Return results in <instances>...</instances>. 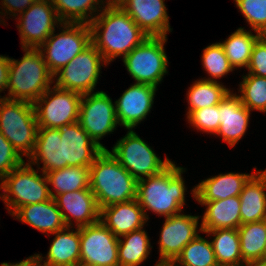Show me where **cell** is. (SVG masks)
I'll use <instances>...</instances> for the list:
<instances>
[{"instance_id":"1","label":"cell","mask_w":266,"mask_h":266,"mask_svg":"<svg viewBox=\"0 0 266 266\" xmlns=\"http://www.w3.org/2000/svg\"><path fill=\"white\" fill-rule=\"evenodd\" d=\"M89 25L91 43L107 64L124 58L149 37L120 6H104Z\"/></svg>"},{"instance_id":"2","label":"cell","mask_w":266,"mask_h":266,"mask_svg":"<svg viewBox=\"0 0 266 266\" xmlns=\"http://www.w3.org/2000/svg\"><path fill=\"white\" fill-rule=\"evenodd\" d=\"M185 169L172 162L162 172L138 181L136 199L147 221L149 210L165 218L182 212L187 190L182 177Z\"/></svg>"},{"instance_id":"3","label":"cell","mask_w":266,"mask_h":266,"mask_svg":"<svg viewBox=\"0 0 266 266\" xmlns=\"http://www.w3.org/2000/svg\"><path fill=\"white\" fill-rule=\"evenodd\" d=\"M90 189L99 208L137 197L138 181L109 152L103 150L90 166Z\"/></svg>"},{"instance_id":"4","label":"cell","mask_w":266,"mask_h":266,"mask_svg":"<svg viewBox=\"0 0 266 266\" xmlns=\"http://www.w3.org/2000/svg\"><path fill=\"white\" fill-rule=\"evenodd\" d=\"M22 50L25 53L20 61L9 58L8 94L4 98L34 104L54 83L53 75L39 49Z\"/></svg>"},{"instance_id":"5","label":"cell","mask_w":266,"mask_h":266,"mask_svg":"<svg viewBox=\"0 0 266 266\" xmlns=\"http://www.w3.org/2000/svg\"><path fill=\"white\" fill-rule=\"evenodd\" d=\"M38 130L34 104L0 98V133L23 158L33 154Z\"/></svg>"},{"instance_id":"6","label":"cell","mask_w":266,"mask_h":266,"mask_svg":"<svg viewBox=\"0 0 266 266\" xmlns=\"http://www.w3.org/2000/svg\"><path fill=\"white\" fill-rule=\"evenodd\" d=\"M3 191L0 198L11 215L24 205L36 204L52 199L46 175H40L25 161L6 175L0 182Z\"/></svg>"},{"instance_id":"7","label":"cell","mask_w":266,"mask_h":266,"mask_svg":"<svg viewBox=\"0 0 266 266\" xmlns=\"http://www.w3.org/2000/svg\"><path fill=\"white\" fill-rule=\"evenodd\" d=\"M60 33L54 34L38 48L52 75L67 65L91 44V28L87 23L63 22Z\"/></svg>"},{"instance_id":"8","label":"cell","mask_w":266,"mask_h":266,"mask_svg":"<svg viewBox=\"0 0 266 266\" xmlns=\"http://www.w3.org/2000/svg\"><path fill=\"white\" fill-rule=\"evenodd\" d=\"M167 37L149 36L122 60L135 83L157 87L168 73Z\"/></svg>"},{"instance_id":"9","label":"cell","mask_w":266,"mask_h":266,"mask_svg":"<svg viewBox=\"0 0 266 266\" xmlns=\"http://www.w3.org/2000/svg\"><path fill=\"white\" fill-rule=\"evenodd\" d=\"M109 152L137 181L162 172L173 162L167 157L161 160L134 130H128Z\"/></svg>"},{"instance_id":"10","label":"cell","mask_w":266,"mask_h":266,"mask_svg":"<svg viewBox=\"0 0 266 266\" xmlns=\"http://www.w3.org/2000/svg\"><path fill=\"white\" fill-rule=\"evenodd\" d=\"M108 65L91 43L67 65L53 75L54 86L80 94L93 93L98 83L101 66Z\"/></svg>"},{"instance_id":"11","label":"cell","mask_w":266,"mask_h":266,"mask_svg":"<svg viewBox=\"0 0 266 266\" xmlns=\"http://www.w3.org/2000/svg\"><path fill=\"white\" fill-rule=\"evenodd\" d=\"M82 94L50 87L34 103L38 128L59 129L79 121Z\"/></svg>"},{"instance_id":"12","label":"cell","mask_w":266,"mask_h":266,"mask_svg":"<svg viewBox=\"0 0 266 266\" xmlns=\"http://www.w3.org/2000/svg\"><path fill=\"white\" fill-rule=\"evenodd\" d=\"M78 122L99 147L107 150L100 139L114 132L119 125L115 103L104 91L82 94Z\"/></svg>"},{"instance_id":"13","label":"cell","mask_w":266,"mask_h":266,"mask_svg":"<svg viewBox=\"0 0 266 266\" xmlns=\"http://www.w3.org/2000/svg\"><path fill=\"white\" fill-rule=\"evenodd\" d=\"M17 28L22 49H38L63 22L51 0H36L23 13L18 15ZM57 24V25H56ZM59 24V25H58Z\"/></svg>"},{"instance_id":"14","label":"cell","mask_w":266,"mask_h":266,"mask_svg":"<svg viewBox=\"0 0 266 266\" xmlns=\"http://www.w3.org/2000/svg\"><path fill=\"white\" fill-rule=\"evenodd\" d=\"M80 266H119L118 240L102 222L79 227Z\"/></svg>"},{"instance_id":"15","label":"cell","mask_w":266,"mask_h":266,"mask_svg":"<svg viewBox=\"0 0 266 266\" xmlns=\"http://www.w3.org/2000/svg\"><path fill=\"white\" fill-rule=\"evenodd\" d=\"M199 216L176 214L165 218L159 239L160 257L157 263H173L182 249L202 232ZM199 229V231H198Z\"/></svg>"},{"instance_id":"16","label":"cell","mask_w":266,"mask_h":266,"mask_svg":"<svg viewBox=\"0 0 266 266\" xmlns=\"http://www.w3.org/2000/svg\"><path fill=\"white\" fill-rule=\"evenodd\" d=\"M157 87L134 83L115 101L116 117L120 126L133 130L150 113Z\"/></svg>"},{"instance_id":"17","label":"cell","mask_w":266,"mask_h":266,"mask_svg":"<svg viewBox=\"0 0 266 266\" xmlns=\"http://www.w3.org/2000/svg\"><path fill=\"white\" fill-rule=\"evenodd\" d=\"M62 142V169L69 166L89 167L103 151L83 130L79 122L59 128Z\"/></svg>"},{"instance_id":"18","label":"cell","mask_w":266,"mask_h":266,"mask_svg":"<svg viewBox=\"0 0 266 266\" xmlns=\"http://www.w3.org/2000/svg\"><path fill=\"white\" fill-rule=\"evenodd\" d=\"M165 0H123L119 5L148 35L167 37L172 32Z\"/></svg>"},{"instance_id":"19","label":"cell","mask_w":266,"mask_h":266,"mask_svg":"<svg viewBox=\"0 0 266 266\" xmlns=\"http://www.w3.org/2000/svg\"><path fill=\"white\" fill-rule=\"evenodd\" d=\"M54 200L61 211L66 227H75L72 219H75L77 228L100 221V208L91 189L61 193Z\"/></svg>"},{"instance_id":"20","label":"cell","mask_w":266,"mask_h":266,"mask_svg":"<svg viewBox=\"0 0 266 266\" xmlns=\"http://www.w3.org/2000/svg\"><path fill=\"white\" fill-rule=\"evenodd\" d=\"M250 112L241 103L240 97L230 91L219 103L220 126L215 136H220L230 147H234L247 131Z\"/></svg>"},{"instance_id":"21","label":"cell","mask_w":266,"mask_h":266,"mask_svg":"<svg viewBox=\"0 0 266 266\" xmlns=\"http://www.w3.org/2000/svg\"><path fill=\"white\" fill-rule=\"evenodd\" d=\"M102 222L117 238L141 229L147 219L137 199L100 208Z\"/></svg>"},{"instance_id":"22","label":"cell","mask_w":266,"mask_h":266,"mask_svg":"<svg viewBox=\"0 0 266 266\" xmlns=\"http://www.w3.org/2000/svg\"><path fill=\"white\" fill-rule=\"evenodd\" d=\"M226 173L201 180L193 189L192 196L197 202H211L239 196L244 185L256 173Z\"/></svg>"},{"instance_id":"23","label":"cell","mask_w":266,"mask_h":266,"mask_svg":"<svg viewBox=\"0 0 266 266\" xmlns=\"http://www.w3.org/2000/svg\"><path fill=\"white\" fill-rule=\"evenodd\" d=\"M65 227L54 234L46 257L36 254L40 266H80L79 228ZM46 258V260H43ZM42 261L44 263H42Z\"/></svg>"},{"instance_id":"24","label":"cell","mask_w":266,"mask_h":266,"mask_svg":"<svg viewBox=\"0 0 266 266\" xmlns=\"http://www.w3.org/2000/svg\"><path fill=\"white\" fill-rule=\"evenodd\" d=\"M11 216L48 235L66 227L54 198L19 207Z\"/></svg>"},{"instance_id":"25","label":"cell","mask_w":266,"mask_h":266,"mask_svg":"<svg viewBox=\"0 0 266 266\" xmlns=\"http://www.w3.org/2000/svg\"><path fill=\"white\" fill-rule=\"evenodd\" d=\"M266 169L258 170L239 195L241 225L266 220Z\"/></svg>"},{"instance_id":"26","label":"cell","mask_w":266,"mask_h":266,"mask_svg":"<svg viewBox=\"0 0 266 266\" xmlns=\"http://www.w3.org/2000/svg\"><path fill=\"white\" fill-rule=\"evenodd\" d=\"M198 203L201 206H206L200 224L201 231L238 229L241 226L239 196L229 197L224 200Z\"/></svg>"},{"instance_id":"27","label":"cell","mask_w":266,"mask_h":266,"mask_svg":"<svg viewBox=\"0 0 266 266\" xmlns=\"http://www.w3.org/2000/svg\"><path fill=\"white\" fill-rule=\"evenodd\" d=\"M40 161L43 163L42 169ZM28 162L37 165L39 172L41 169L44 174L62 169V142L59 129L38 128L35 149Z\"/></svg>"},{"instance_id":"28","label":"cell","mask_w":266,"mask_h":266,"mask_svg":"<svg viewBox=\"0 0 266 266\" xmlns=\"http://www.w3.org/2000/svg\"><path fill=\"white\" fill-rule=\"evenodd\" d=\"M212 236L211 244L219 266H243L237 229H217L202 231Z\"/></svg>"},{"instance_id":"29","label":"cell","mask_w":266,"mask_h":266,"mask_svg":"<svg viewBox=\"0 0 266 266\" xmlns=\"http://www.w3.org/2000/svg\"><path fill=\"white\" fill-rule=\"evenodd\" d=\"M48 184L52 185L50 194L55 198L61 193L73 192L82 189H90V168L82 166H69L63 169L45 173Z\"/></svg>"},{"instance_id":"30","label":"cell","mask_w":266,"mask_h":266,"mask_svg":"<svg viewBox=\"0 0 266 266\" xmlns=\"http://www.w3.org/2000/svg\"><path fill=\"white\" fill-rule=\"evenodd\" d=\"M151 248L153 247L144 227L120 237L118 240L119 266H139L146 261Z\"/></svg>"},{"instance_id":"31","label":"cell","mask_w":266,"mask_h":266,"mask_svg":"<svg viewBox=\"0 0 266 266\" xmlns=\"http://www.w3.org/2000/svg\"><path fill=\"white\" fill-rule=\"evenodd\" d=\"M243 265L266 258V222L246 223L238 229Z\"/></svg>"},{"instance_id":"32","label":"cell","mask_w":266,"mask_h":266,"mask_svg":"<svg viewBox=\"0 0 266 266\" xmlns=\"http://www.w3.org/2000/svg\"><path fill=\"white\" fill-rule=\"evenodd\" d=\"M251 32V30L247 31L240 27L229 35L225 41L220 42L230 65L234 69L247 68L249 64L253 46L261 36L258 32H256V35Z\"/></svg>"},{"instance_id":"33","label":"cell","mask_w":266,"mask_h":266,"mask_svg":"<svg viewBox=\"0 0 266 266\" xmlns=\"http://www.w3.org/2000/svg\"><path fill=\"white\" fill-rule=\"evenodd\" d=\"M231 90L220 82L198 79L186 94L188 100L187 116L194 110L218 105Z\"/></svg>"},{"instance_id":"34","label":"cell","mask_w":266,"mask_h":266,"mask_svg":"<svg viewBox=\"0 0 266 266\" xmlns=\"http://www.w3.org/2000/svg\"><path fill=\"white\" fill-rule=\"evenodd\" d=\"M51 2L59 19L70 23L89 24L106 6L102 0H51Z\"/></svg>"},{"instance_id":"35","label":"cell","mask_w":266,"mask_h":266,"mask_svg":"<svg viewBox=\"0 0 266 266\" xmlns=\"http://www.w3.org/2000/svg\"><path fill=\"white\" fill-rule=\"evenodd\" d=\"M174 266H219L211 241L196 236L172 263Z\"/></svg>"},{"instance_id":"36","label":"cell","mask_w":266,"mask_h":266,"mask_svg":"<svg viewBox=\"0 0 266 266\" xmlns=\"http://www.w3.org/2000/svg\"><path fill=\"white\" fill-rule=\"evenodd\" d=\"M239 84L241 103L250 111L266 113V77L246 74Z\"/></svg>"},{"instance_id":"37","label":"cell","mask_w":266,"mask_h":266,"mask_svg":"<svg viewBox=\"0 0 266 266\" xmlns=\"http://www.w3.org/2000/svg\"><path fill=\"white\" fill-rule=\"evenodd\" d=\"M202 65L204 70L209 74V78H201L207 81H215L223 76L233 72L234 68L230 65L226 57L223 46L220 42L213 43L203 49Z\"/></svg>"},{"instance_id":"38","label":"cell","mask_w":266,"mask_h":266,"mask_svg":"<svg viewBox=\"0 0 266 266\" xmlns=\"http://www.w3.org/2000/svg\"><path fill=\"white\" fill-rule=\"evenodd\" d=\"M251 30L266 35V0H234Z\"/></svg>"},{"instance_id":"39","label":"cell","mask_w":266,"mask_h":266,"mask_svg":"<svg viewBox=\"0 0 266 266\" xmlns=\"http://www.w3.org/2000/svg\"><path fill=\"white\" fill-rule=\"evenodd\" d=\"M187 119L196 130L215 135L220 126L219 104L194 110L187 116Z\"/></svg>"},{"instance_id":"40","label":"cell","mask_w":266,"mask_h":266,"mask_svg":"<svg viewBox=\"0 0 266 266\" xmlns=\"http://www.w3.org/2000/svg\"><path fill=\"white\" fill-rule=\"evenodd\" d=\"M24 161L12 144L0 133V181Z\"/></svg>"},{"instance_id":"41","label":"cell","mask_w":266,"mask_h":266,"mask_svg":"<svg viewBox=\"0 0 266 266\" xmlns=\"http://www.w3.org/2000/svg\"><path fill=\"white\" fill-rule=\"evenodd\" d=\"M246 69L249 74L266 77V35H261L255 42Z\"/></svg>"},{"instance_id":"42","label":"cell","mask_w":266,"mask_h":266,"mask_svg":"<svg viewBox=\"0 0 266 266\" xmlns=\"http://www.w3.org/2000/svg\"><path fill=\"white\" fill-rule=\"evenodd\" d=\"M34 1L36 0H1V6H3L4 8L3 11H5L1 14L4 17L9 14L16 18V16L26 11L33 4Z\"/></svg>"},{"instance_id":"43","label":"cell","mask_w":266,"mask_h":266,"mask_svg":"<svg viewBox=\"0 0 266 266\" xmlns=\"http://www.w3.org/2000/svg\"><path fill=\"white\" fill-rule=\"evenodd\" d=\"M9 64V57L0 55V93L7 89L8 86ZM0 98H2L1 95Z\"/></svg>"},{"instance_id":"44","label":"cell","mask_w":266,"mask_h":266,"mask_svg":"<svg viewBox=\"0 0 266 266\" xmlns=\"http://www.w3.org/2000/svg\"><path fill=\"white\" fill-rule=\"evenodd\" d=\"M1 266H40L36 254L16 263L3 262Z\"/></svg>"},{"instance_id":"45","label":"cell","mask_w":266,"mask_h":266,"mask_svg":"<svg viewBox=\"0 0 266 266\" xmlns=\"http://www.w3.org/2000/svg\"><path fill=\"white\" fill-rule=\"evenodd\" d=\"M243 266H266V258L245 263Z\"/></svg>"},{"instance_id":"46","label":"cell","mask_w":266,"mask_h":266,"mask_svg":"<svg viewBox=\"0 0 266 266\" xmlns=\"http://www.w3.org/2000/svg\"><path fill=\"white\" fill-rule=\"evenodd\" d=\"M107 6H119L123 0H102Z\"/></svg>"},{"instance_id":"47","label":"cell","mask_w":266,"mask_h":266,"mask_svg":"<svg viewBox=\"0 0 266 266\" xmlns=\"http://www.w3.org/2000/svg\"><path fill=\"white\" fill-rule=\"evenodd\" d=\"M154 266H174L171 263H156Z\"/></svg>"},{"instance_id":"48","label":"cell","mask_w":266,"mask_h":266,"mask_svg":"<svg viewBox=\"0 0 266 266\" xmlns=\"http://www.w3.org/2000/svg\"><path fill=\"white\" fill-rule=\"evenodd\" d=\"M2 12L0 11V15L2 16V14H1ZM0 16V19H2V17ZM3 22V24L5 25V23H4V21L3 20H0V22ZM1 24V23H0Z\"/></svg>"}]
</instances>
